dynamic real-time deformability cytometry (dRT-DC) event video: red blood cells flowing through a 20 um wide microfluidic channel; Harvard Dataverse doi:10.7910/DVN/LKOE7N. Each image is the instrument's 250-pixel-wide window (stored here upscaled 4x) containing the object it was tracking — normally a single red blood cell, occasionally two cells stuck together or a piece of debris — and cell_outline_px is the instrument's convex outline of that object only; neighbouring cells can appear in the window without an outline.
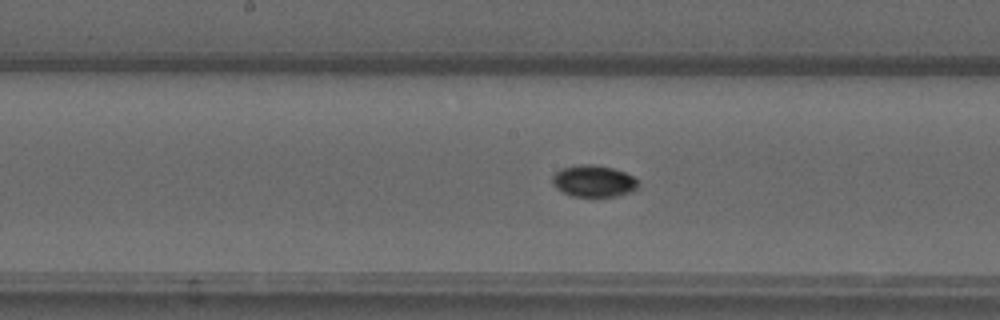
{"species": "common noctule bat (a hibernating species)", "species_latin": "Nyctalus noctula", "temperature_condition": "warm", "stored_images_in_passage": 50, "camera_frame_rate_fps": 3000, "um_per_image_px": 0.085, "animal": {"sex": "male", "forearm_length_mm": 52.5}, "frame": {"image": 1, "passage_image": 26, "time_ms": 8.333, "image_size_px": [1000, 320], "cell_outline_px": [[640, 184], [632, 192], [616, 196], [572, 196], [556, 188], [552, 184], [552, 176], [560, 168], [580, 164], [592, 164], [612, 168], [624, 172], [632, 176]], "centroid_in_image_um": [50.44, 15.39], "position_along_channel_um": 197.8, "area_um2": 15.84}}
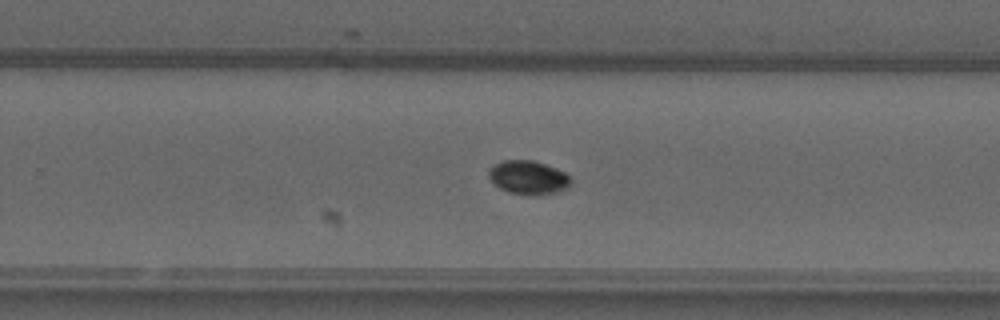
{"frame": {"image": 2, "passage_image": 33, "time_ms": 10.667, "image_size_px": [1000, 320], "cell_outline_px": [[572, 180], [564, 188], [556, 192], [536, 196], [532, 196], [508, 192], [500, 188], [488, 176], [488, 168], [492, 164], [504, 160], [532, 160], [556, 168], [564, 172]], "centroid_in_image_um": [44.86, 15.08], "position_along_channel_um": 284.9, "area_um2": 16.07}}
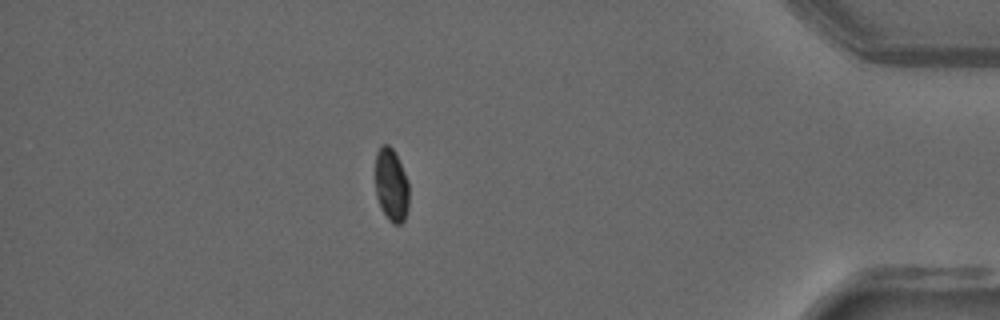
{"frame": {"image": 3, "passage_image": 46, "time_ms": 15.0, "image_size_px": [1000, 320], "cell_outline_px": [[408, 208], [404, 220], [400, 224], [392, 224], [388, 220], [380, 208], [376, 196], [376, 152], [384, 144], [388, 144], [392, 148], [408, 180]], "centroid_in_image_um": [33.26, 15.78], "position_along_channel_um": 401.9, "area_um2": 14.28}}